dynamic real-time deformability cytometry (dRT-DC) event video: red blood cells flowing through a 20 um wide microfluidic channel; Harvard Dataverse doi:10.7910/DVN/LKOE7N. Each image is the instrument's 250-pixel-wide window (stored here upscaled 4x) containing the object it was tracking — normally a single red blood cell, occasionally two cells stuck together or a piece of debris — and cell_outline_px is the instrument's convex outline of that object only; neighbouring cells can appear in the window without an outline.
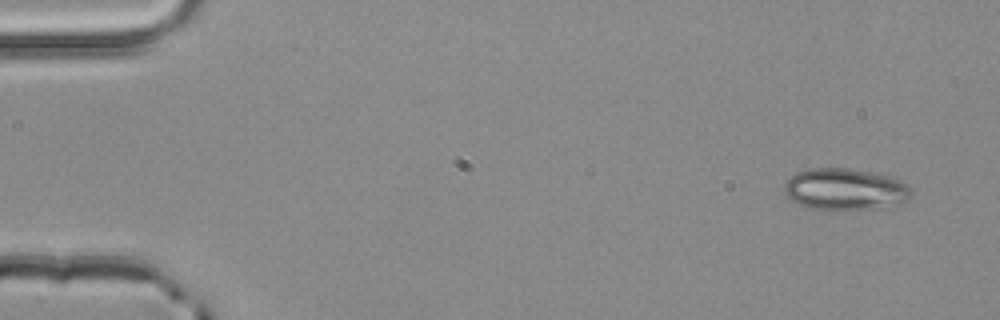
{"species": "common noctule bat (a hibernating species)", "species_latin": "Nyctalus noctula", "temperature_condition": "room temperature", "stored_images_in_passage": 4, "camera_frame_rate_fps": 3000, "um_per_image_px": 0.085, "animal": {"sex": "male", "body_mass_g": 20.4}, "frame": {"image": 1, "passage_image": 1, "time_ms": 0.0, "image_size_px": [1000, 320], "cell_outline_px": [[912, 196], [908, 200], [900, 204], [876, 208], [812, 208], [800, 204], [792, 200], [784, 192], [784, 184], [796, 172], [812, 168], [848, 168], [892, 176], [908, 184], [912, 188]], "centroid_in_image_um": [71.9, 16.06], "position_along_channel_um": 13.1, "area_um2": 30.52}}